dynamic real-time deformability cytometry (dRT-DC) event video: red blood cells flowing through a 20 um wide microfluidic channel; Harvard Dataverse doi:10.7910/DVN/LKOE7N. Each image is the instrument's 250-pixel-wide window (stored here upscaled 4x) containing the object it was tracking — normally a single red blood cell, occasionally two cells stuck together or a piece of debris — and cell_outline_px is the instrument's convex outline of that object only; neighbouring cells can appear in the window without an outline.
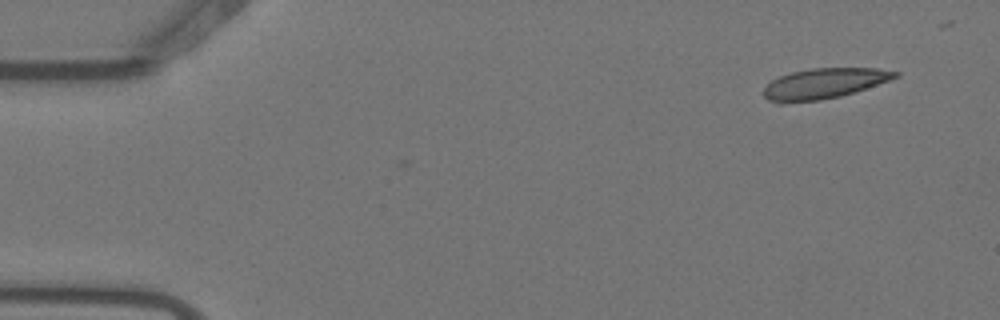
{"species": "Egyptian fruit bat (a non-hibernating species)", "species_latin": "Rousettus aegyptiacus", "temperature_condition": "warm", "stored_images_in_passage": 3, "camera_frame_rate_fps": 3000, "um_per_image_px": 0.085, "animal": {"sex": "female"}, "frame": {"image": 1, "passage_image": 3, "time_ms": 0.667, "image_size_px": [1000, 320], "cell_outline_px": [[900, 76], [840, 96], [820, 100], [780, 104], [768, 100], [764, 96], [764, 88], [772, 80], [780, 76], [792, 72], [812, 68], [876, 68], [900, 72]], "centroid_in_image_um": [69.99, 7.1], "position_along_channel_um": 15.0, "area_um2": 23.12}}